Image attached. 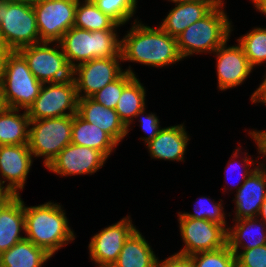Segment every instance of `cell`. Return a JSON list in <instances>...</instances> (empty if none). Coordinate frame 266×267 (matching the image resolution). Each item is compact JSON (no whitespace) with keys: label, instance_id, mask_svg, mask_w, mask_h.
I'll return each instance as SVG.
<instances>
[{"label":"cell","instance_id":"41","mask_svg":"<svg viewBox=\"0 0 266 267\" xmlns=\"http://www.w3.org/2000/svg\"><path fill=\"white\" fill-rule=\"evenodd\" d=\"M11 50L5 44V41L0 36V56H8Z\"/></svg>","mask_w":266,"mask_h":267},{"label":"cell","instance_id":"47","mask_svg":"<svg viewBox=\"0 0 266 267\" xmlns=\"http://www.w3.org/2000/svg\"><path fill=\"white\" fill-rule=\"evenodd\" d=\"M5 108V104L3 102V96H2V87L0 84V112Z\"/></svg>","mask_w":266,"mask_h":267},{"label":"cell","instance_id":"34","mask_svg":"<svg viewBox=\"0 0 266 267\" xmlns=\"http://www.w3.org/2000/svg\"><path fill=\"white\" fill-rule=\"evenodd\" d=\"M241 250L232 251L239 267H266V245Z\"/></svg>","mask_w":266,"mask_h":267},{"label":"cell","instance_id":"19","mask_svg":"<svg viewBox=\"0 0 266 267\" xmlns=\"http://www.w3.org/2000/svg\"><path fill=\"white\" fill-rule=\"evenodd\" d=\"M77 114L86 122L97 125L118 144L128 134L127 127L114 109L107 108L91 97L78 98Z\"/></svg>","mask_w":266,"mask_h":267},{"label":"cell","instance_id":"38","mask_svg":"<svg viewBox=\"0 0 266 267\" xmlns=\"http://www.w3.org/2000/svg\"><path fill=\"white\" fill-rule=\"evenodd\" d=\"M249 134L251 135L253 140L256 142L258 147L259 154L261 153L262 157H266V130L264 131H250ZM263 154V155H262Z\"/></svg>","mask_w":266,"mask_h":267},{"label":"cell","instance_id":"39","mask_svg":"<svg viewBox=\"0 0 266 267\" xmlns=\"http://www.w3.org/2000/svg\"><path fill=\"white\" fill-rule=\"evenodd\" d=\"M251 101L252 103H266V76L257 90L251 95Z\"/></svg>","mask_w":266,"mask_h":267},{"label":"cell","instance_id":"43","mask_svg":"<svg viewBox=\"0 0 266 267\" xmlns=\"http://www.w3.org/2000/svg\"><path fill=\"white\" fill-rule=\"evenodd\" d=\"M7 56H0V84L2 82Z\"/></svg>","mask_w":266,"mask_h":267},{"label":"cell","instance_id":"33","mask_svg":"<svg viewBox=\"0 0 266 267\" xmlns=\"http://www.w3.org/2000/svg\"><path fill=\"white\" fill-rule=\"evenodd\" d=\"M207 197L199 198L196 201L194 213H178L179 218H194V219H206L208 221L215 222L223 225L226 228L225 213L223 211L222 200L220 202H211Z\"/></svg>","mask_w":266,"mask_h":267},{"label":"cell","instance_id":"18","mask_svg":"<svg viewBox=\"0 0 266 267\" xmlns=\"http://www.w3.org/2000/svg\"><path fill=\"white\" fill-rule=\"evenodd\" d=\"M20 195H10L0 203V254L9 250L17 242L25 239L24 201Z\"/></svg>","mask_w":266,"mask_h":267},{"label":"cell","instance_id":"44","mask_svg":"<svg viewBox=\"0 0 266 267\" xmlns=\"http://www.w3.org/2000/svg\"><path fill=\"white\" fill-rule=\"evenodd\" d=\"M9 196L10 194L8 193V191L0 183V203L5 201Z\"/></svg>","mask_w":266,"mask_h":267},{"label":"cell","instance_id":"2","mask_svg":"<svg viewBox=\"0 0 266 267\" xmlns=\"http://www.w3.org/2000/svg\"><path fill=\"white\" fill-rule=\"evenodd\" d=\"M25 238L36 246L44 248L50 255L75 239L74 231L60 204L47 202L38 206L26 207Z\"/></svg>","mask_w":266,"mask_h":267},{"label":"cell","instance_id":"5","mask_svg":"<svg viewBox=\"0 0 266 267\" xmlns=\"http://www.w3.org/2000/svg\"><path fill=\"white\" fill-rule=\"evenodd\" d=\"M42 85L30 71L24 57L18 51H11L1 82L5 107L28 110L38 97Z\"/></svg>","mask_w":266,"mask_h":267},{"label":"cell","instance_id":"32","mask_svg":"<svg viewBox=\"0 0 266 267\" xmlns=\"http://www.w3.org/2000/svg\"><path fill=\"white\" fill-rule=\"evenodd\" d=\"M92 2L101 12L121 26L133 17L137 8V0H92Z\"/></svg>","mask_w":266,"mask_h":267},{"label":"cell","instance_id":"20","mask_svg":"<svg viewBox=\"0 0 266 267\" xmlns=\"http://www.w3.org/2000/svg\"><path fill=\"white\" fill-rule=\"evenodd\" d=\"M189 136L183 124L162 128L147 144L152 158L169 161H184Z\"/></svg>","mask_w":266,"mask_h":267},{"label":"cell","instance_id":"31","mask_svg":"<svg viewBox=\"0 0 266 267\" xmlns=\"http://www.w3.org/2000/svg\"><path fill=\"white\" fill-rule=\"evenodd\" d=\"M195 267H234L236 255L228 244L213 251H202L190 255Z\"/></svg>","mask_w":266,"mask_h":267},{"label":"cell","instance_id":"9","mask_svg":"<svg viewBox=\"0 0 266 267\" xmlns=\"http://www.w3.org/2000/svg\"><path fill=\"white\" fill-rule=\"evenodd\" d=\"M77 107L76 86L71 78L61 82L44 83L27 112L30 120H40L74 115L77 113ZM67 109L69 112L66 113Z\"/></svg>","mask_w":266,"mask_h":267},{"label":"cell","instance_id":"16","mask_svg":"<svg viewBox=\"0 0 266 267\" xmlns=\"http://www.w3.org/2000/svg\"><path fill=\"white\" fill-rule=\"evenodd\" d=\"M226 40L213 54L217 56V78L219 90H227L241 85L253 70L242 46L227 47Z\"/></svg>","mask_w":266,"mask_h":267},{"label":"cell","instance_id":"26","mask_svg":"<svg viewBox=\"0 0 266 267\" xmlns=\"http://www.w3.org/2000/svg\"><path fill=\"white\" fill-rule=\"evenodd\" d=\"M4 108L0 112V145L28 144L29 116L27 110Z\"/></svg>","mask_w":266,"mask_h":267},{"label":"cell","instance_id":"14","mask_svg":"<svg viewBox=\"0 0 266 267\" xmlns=\"http://www.w3.org/2000/svg\"><path fill=\"white\" fill-rule=\"evenodd\" d=\"M107 157L100 151L70 143L46 166L49 171L60 176L95 173Z\"/></svg>","mask_w":266,"mask_h":267},{"label":"cell","instance_id":"1","mask_svg":"<svg viewBox=\"0 0 266 267\" xmlns=\"http://www.w3.org/2000/svg\"><path fill=\"white\" fill-rule=\"evenodd\" d=\"M122 61L164 67L182 60L177 40L160 27L151 28L135 19L130 31L121 39Z\"/></svg>","mask_w":266,"mask_h":267},{"label":"cell","instance_id":"17","mask_svg":"<svg viewBox=\"0 0 266 267\" xmlns=\"http://www.w3.org/2000/svg\"><path fill=\"white\" fill-rule=\"evenodd\" d=\"M259 164L236 192L235 218L258 217L266 198V168Z\"/></svg>","mask_w":266,"mask_h":267},{"label":"cell","instance_id":"13","mask_svg":"<svg viewBox=\"0 0 266 267\" xmlns=\"http://www.w3.org/2000/svg\"><path fill=\"white\" fill-rule=\"evenodd\" d=\"M136 229L130 216L95 234L89 243L90 258L98 267H112L126 239Z\"/></svg>","mask_w":266,"mask_h":267},{"label":"cell","instance_id":"37","mask_svg":"<svg viewBox=\"0 0 266 267\" xmlns=\"http://www.w3.org/2000/svg\"><path fill=\"white\" fill-rule=\"evenodd\" d=\"M243 159V162L245 163L244 165H241V163L239 164L240 165V170L241 169H243L244 170V175L243 174H241L240 176H242V178H237L238 180H242L243 179V181H239L238 182V184H236V186H235V188H237L236 189V191L240 188V186L242 185L241 183L243 182H245V180L247 179V177L257 168V167H255L254 169H249V167L251 166L250 164H252V165H254L255 163H253V161L254 160H249V158L246 156V157H244V158H242ZM230 163V164H229ZM238 163V162H237ZM237 163H235V161H234V164L236 165ZM227 165H229L226 169H227V171H229V172H231L232 171V167H234V165H233V162H232V160H230L229 162H228V164ZM233 165V166H232ZM244 166V167H243ZM241 167H243V168H241ZM235 168V167H234ZM239 169V168H238ZM228 174V173H227ZM227 178V177H226ZM241 182V183H240ZM240 184V186H238Z\"/></svg>","mask_w":266,"mask_h":267},{"label":"cell","instance_id":"7","mask_svg":"<svg viewBox=\"0 0 266 267\" xmlns=\"http://www.w3.org/2000/svg\"><path fill=\"white\" fill-rule=\"evenodd\" d=\"M72 124L73 115L30 120L28 147L34 157H45V167L71 143Z\"/></svg>","mask_w":266,"mask_h":267},{"label":"cell","instance_id":"15","mask_svg":"<svg viewBox=\"0 0 266 267\" xmlns=\"http://www.w3.org/2000/svg\"><path fill=\"white\" fill-rule=\"evenodd\" d=\"M32 157L28 144L0 145V176L3 178L0 183L10 195H19L18 190H23ZM6 181L8 183L4 186Z\"/></svg>","mask_w":266,"mask_h":267},{"label":"cell","instance_id":"36","mask_svg":"<svg viewBox=\"0 0 266 267\" xmlns=\"http://www.w3.org/2000/svg\"><path fill=\"white\" fill-rule=\"evenodd\" d=\"M156 267H195L190 255L175 253L165 260L157 261Z\"/></svg>","mask_w":266,"mask_h":267},{"label":"cell","instance_id":"28","mask_svg":"<svg viewBox=\"0 0 266 267\" xmlns=\"http://www.w3.org/2000/svg\"><path fill=\"white\" fill-rule=\"evenodd\" d=\"M83 2L81 3L80 0L77 2L74 27L93 32L116 30L121 26L110 16L101 12L92 0Z\"/></svg>","mask_w":266,"mask_h":267},{"label":"cell","instance_id":"12","mask_svg":"<svg viewBox=\"0 0 266 267\" xmlns=\"http://www.w3.org/2000/svg\"><path fill=\"white\" fill-rule=\"evenodd\" d=\"M180 236L185 243L179 254L192 255L213 251L227 245V230L223 225L206 219L178 218Z\"/></svg>","mask_w":266,"mask_h":267},{"label":"cell","instance_id":"27","mask_svg":"<svg viewBox=\"0 0 266 267\" xmlns=\"http://www.w3.org/2000/svg\"><path fill=\"white\" fill-rule=\"evenodd\" d=\"M145 96L146 90L137 77L123 89L118 103L116 104L115 111L118 113L120 120L127 127V132L130 130L129 126L132 124L133 118L144 115L146 105Z\"/></svg>","mask_w":266,"mask_h":267},{"label":"cell","instance_id":"10","mask_svg":"<svg viewBox=\"0 0 266 267\" xmlns=\"http://www.w3.org/2000/svg\"><path fill=\"white\" fill-rule=\"evenodd\" d=\"M78 0H43L34 6L41 42L57 43L74 27Z\"/></svg>","mask_w":266,"mask_h":267},{"label":"cell","instance_id":"4","mask_svg":"<svg viewBox=\"0 0 266 267\" xmlns=\"http://www.w3.org/2000/svg\"><path fill=\"white\" fill-rule=\"evenodd\" d=\"M116 30L88 31L76 27L68 30L59 41L69 65L74 68L95 58L122 57L121 40ZM76 62H78L76 64Z\"/></svg>","mask_w":266,"mask_h":267},{"label":"cell","instance_id":"42","mask_svg":"<svg viewBox=\"0 0 266 267\" xmlns=\"http://www.w3.org/2000/svg\"><path fill=\"white\" fill-rule=\"evenodd\" d=\"M11 2H17V3H22L24 5H28L31 7H34L38 4H40L43 0H10Z\"/></svg>","mask_w":266,"mask_h":267},{"label":"cell","instance_id":"35","mask_svg":"<svg viewBox=\"0 0 266 267\" xmlns=\"http://www.w3.org/2000/svg\"><path fill=\"white\" fill-rule=\"evenodd\" d=\"M141 122L142 130L147 134V137H141L146 145L149 141L153 140L161 131L158 117L153 113H149L139 120ZM149 134V135H148Z\"/></svg>","mask_w":266,"mask_h":267},{"label":"cell","instance_id":"21","mask_svg":"<svg viewBox=\"0 0 266 267\" xmlns=\"http://www.w3.org/2000/svg\"><path fill=\"white\" fill-rule=\"evenodd\" d=\"M220 1L178 3L169 11L159 27L172 37H177L189 25L205 17Z\"/></svg>","mask_w":266,"mask_h":267},{"label":"cell","instance_id":"6","mask_svg":"<svg viewBox=\"0 0 266 267\" xmlns=\"http://www.w3.org/2000/svg\"><path fill=\"white\" fill-rule=\"evenodd\" d=\"M0 36L11 51L41 43L34 8L0 0Z\"/></svg>","mask_w":266,"mask_h":267},{"label":"cell","instance_id":"46","mask_svg":"<svg viewBox=\"0 0 266 267\" xmlns=\"http://www.w3.org/2000/svg\"><path fill=\"white\" fill-rule=\"evenodd\" d=\"M170 1L175 4H178V3H187V2H196V1H221V0H170Z\"/></svg>","mask_w":266,"mask_h":267},{"label":"cell","instance_id":"11","mask_svg":"<svg viewBox=\"0 0 266 267\" xmlns=\"http://www.w3.org/2000/svg\"><path fill=\"white\" fill-rule=\"evenodd\" d=\"M121 61L122 57L95 58L76 65L73 68L72 78L78 98L91 97L107 84L118 79L125 72L120 67Z\"/></svg>","mask_w":266,"mask_h":267},{"label":"cell","instance_id":"45","mask_svg":"<svg viewBox=\"0 0 266 267\" xmlns=\"http://www.w3.org/2000/svg\"><path fill=\"white\" fill-rule=\"evenodd\" d=\"M260 215H261L262 222H264L266 224V198H265V200L261 206L259 217H260Z\"/></svg>","mask_w":266,"mask_h":267},{"label":"cell","instance_id":"23","mask_svg":"<svg viewBox=\"0 0 266 267\" xmlns=\"http://www.w3.org/2000/svg\"><path fill=\"white\" fill-rule=\"evenodd\" d=\"M157 261L158 257L145 237L135 229L126 239L112 267H156Z\"/></svg>","mask_w":266,"mask_h":267},{"label":"cell","instance_id":"8","mask_svg":"<svg viewBox=\"0 0 266 267\" xmlns=\"http://www.w3.org/2000/svg\"><path fill=\"white\" fill-rule=\"evenodd\" d=\"M50 44L51 42H41L23 47L18 52L27 61L33 75L43 84L71 79L73 68L69 65L60 43L57 42L56 48L50 47Z\"/></svg>","mask_w":266,"mask_h":267},{"label":"cell","instance_id":"3","mask_svg":"<svg viewBox=\"0 0 266 267\" xmlns=\"http://www.w3.org/2000/svg\"><path fill=\"white\" fill-rule=\"evenodd\" d=\"M220 1L205 17L189 25L176 37L182 59L194 53H213L229 40L232 25ZM223 7V8H222Z\"/></svg>","mask_w":266,"mask_h":267},{"label":"cell","instance_id":"25","mask_svg":"<svg viewBox=\"0 0 266 267\" xmlns=\"http://www.w3.org/2000/svg\"><path fill=\"white\" fill-rule=\"evenodd\" d=\"M51 257L44 248L25 238L0 254V267H42Z\"/></svg>","mask_w":266,"mask_h":267},{"label":"cell","instance_id":"22","mask_svg":"<svg viewBox=\"0 0 266 267\" xmlns=\"http://www.w3.org/2000/svg\"><path fill=\"white\" fill-rule=\"evenodd\" d=\"M71 143L94 148L107 158L118 143L96 124L86 122L77 113L73 115Z\"/></svg>","mask_w":266,"mask_h":267},{"label":"cell","instance_id":"40","mask_svg":"<svg viewBox=\"0 0 266 267\" xmlns=\"http://www.w3.org/2000/svg\"><path fill=\"white\" fill-rule=\"evenodd\" d=\"M256 9L266 15V0H251Z\"/></svg>","mask_w":266,"mask_h":267},{"label":"cell","instance_id":"24","mask_svg":"<svg viewBox=\"0 0 266 267\" xmlns=\"http://www.w3.org/2000/svg\"><path fill=\"white\" fill-rule=\"evenodd\" d=\"M234 221L236 224L227 230V244L232 251H238L239 247L252 249L266 245V224L264 222L261 223V220L259 221L257 217ZM245 239H248V242L244 243Z\"/></svg>","mask_w":266,"mask_h":267},{"label":"cell","instance_id":"30","mask_svg":"<svg viewBox=\"0 0 266 267\" xmlns=\"http://www.w3.org/2000/svg\"><path fill=\"white\" fill-rule=\"evenodd\" d=\"M134 73L129 66L118 79L97 91L91 98L97 103L115 110L123 89L136 77Z\"/></svg>","mask_w":266,"mask_h":267},{"label":"cell","instance_id":"29","mask_svg":"<svg viewBox=\"0 0 266 267\" xmlns=\"http://www.w3.org/2000/svg\"><path fill=\"white\" fill-rule=\"evenodd\" d=\"M250 65H260L266 61V28H254L237 40Z\"/></svg>","mask_w":266,"mask_h":267}]
</instances>
